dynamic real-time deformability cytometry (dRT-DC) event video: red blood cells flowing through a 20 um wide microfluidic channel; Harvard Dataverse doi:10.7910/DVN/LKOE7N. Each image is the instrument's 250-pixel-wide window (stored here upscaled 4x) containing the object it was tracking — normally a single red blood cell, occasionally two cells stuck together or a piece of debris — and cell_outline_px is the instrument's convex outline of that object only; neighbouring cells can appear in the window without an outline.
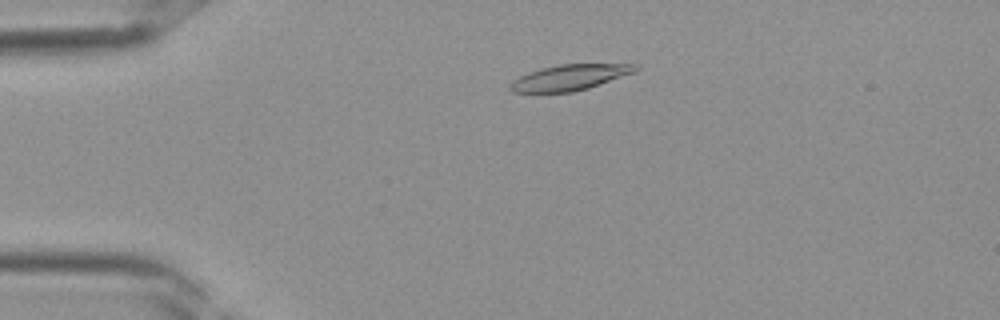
{"species": "Egyptian fruit bat (a non-hibernating species)", "species_latin": "Rousettus aegyptiacus", "temperature_condition": "room temperature", "stored_images_in_passage": 36, "camera_frame_rate_fps": 3000, "um_per_image_px": 0.085, "frame": {"image": 1, "passage_image": 6, "time_ms": 1.667, "image_size_px": [1000, 320], "cell_outline_px": [[640, 68], [636, 72], [588, 88], [572, 92], [512, 92], [508, 88], [512, 80], [520, 76], [540, 68], [560, 64], [640, 64]], "centroid_in_image_um": [48.45, 6.57], "position_along_channel_um": 36.5, "area_um2": 18.79}}
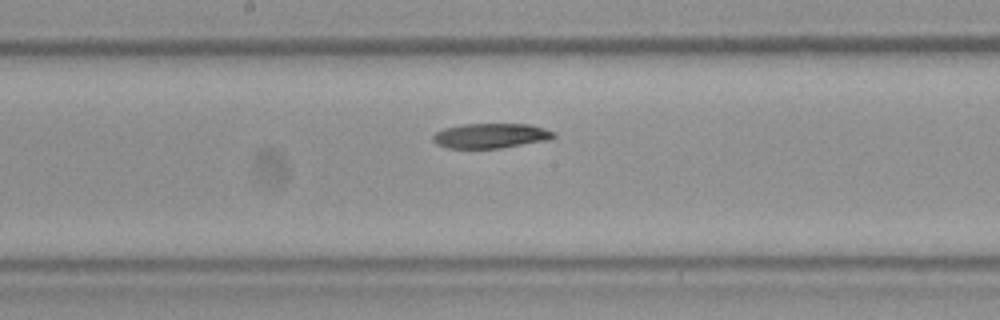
{"frame": {"image": 2, "passage_image": 18, "time_ms": 5.667, "image_size_px": [1000, 320], "cell_outline_px": [[556, 136], [548, 140], [500, 148], [448, 148], [436, 144], [432, 140], [432, 136], [436, 132], [444, 128], [464, 124], [532, 124], [556, 132]], "centroid_in_image_um": [41.72, 11.53], "position_along_channel_um": 206.5, "area_um2": 17.57}}
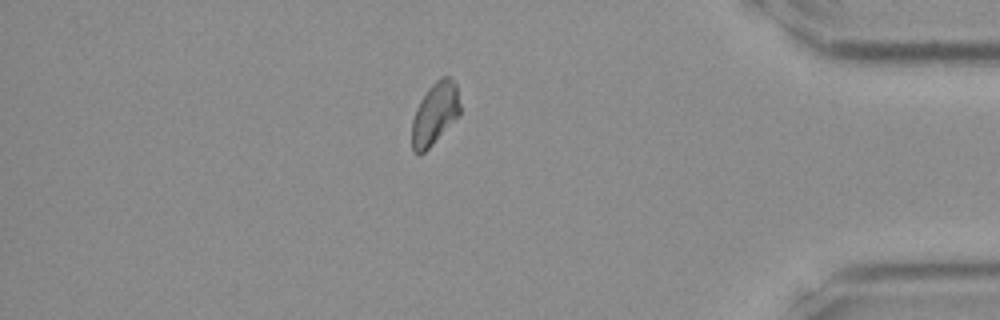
{"frame": {"image": 3, "passage_image": 31, "time_ms": 10.0, "image_size_px": [1000, 320], "cell_outline_px": [[460, 116], [420, 156], [416, 156], [412, 152], [412, 120], [416, 108], [420, 100], [428, 88], [440, 76], [448, 76], [456, 84], [460, 104]], "centroid_in_image_um": [36.95, 9.68], "position_along_channel_um": 398.2, "area_um2": 17.69}}